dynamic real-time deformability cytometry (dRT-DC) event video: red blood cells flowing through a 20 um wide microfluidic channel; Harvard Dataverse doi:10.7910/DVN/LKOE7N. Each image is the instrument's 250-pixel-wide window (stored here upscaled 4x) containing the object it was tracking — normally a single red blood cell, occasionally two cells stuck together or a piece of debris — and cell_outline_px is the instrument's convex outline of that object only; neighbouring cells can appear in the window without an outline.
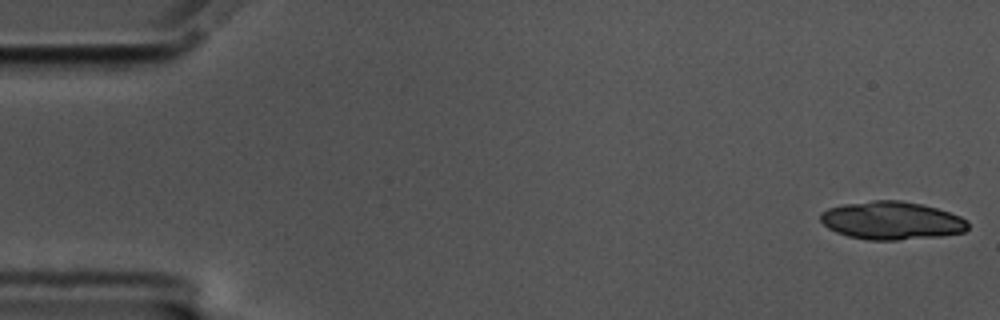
{"species": "common noctule bat (a hibernating species)", "species_latin": "Nyctalus noctula", "temperature_condition": "cold", "stored_images_in_passage": 48, "segment_of_instrument_passage": [1, 2], "camera_frame_rate_fps": 3000, "um_per_image_px": 0.085, "animal": {"sex": "male", "body_mass_g": 17.5, "forearm_length_mm": 52.3}, "frame": {"image": 1, "passage_image": 1, "time_ms": 0.0, "image_size_px": [1000, 320], "cell_outline_px": [[968, 228], [964, 232], [940, 236], [896, 240], [868, 240], [848, 236], [836, 232], [828, 228], [820, 220], [820, 212], [828, 208], [844, 204], [872, 200], [900, 200], [920, 204], [936, 208], [960, 216], [968, 220]], "centroid_in_image_um": [75.78, 18.75], "position_along_channel_um": 9.2, "area_um2": 32.71}}